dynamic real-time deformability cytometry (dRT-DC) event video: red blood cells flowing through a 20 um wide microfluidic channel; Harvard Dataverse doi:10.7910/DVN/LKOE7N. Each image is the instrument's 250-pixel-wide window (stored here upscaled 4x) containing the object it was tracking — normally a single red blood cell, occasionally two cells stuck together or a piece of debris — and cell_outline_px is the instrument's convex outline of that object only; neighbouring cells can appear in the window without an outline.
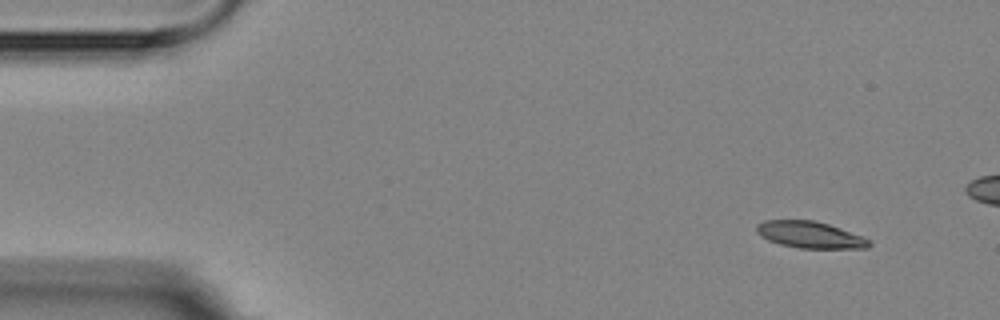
{"species": "Egyptian fruit bat (a non-hibernating species)", "species_latin": "Rousettus aegyptiacus", "temperature_condition": "room temperature", "stored_images_in_passage": 5, "camera_frame_rate_fps": 3000, "um_per_image_px": 0.085, "animal": {"sex": "female"}, "frame": {"image": 1, "passage_image": 1, "time_ms": 0.0, "image_size_px": [1000, 320], "cell_outline_px": [[872, 244], [868, 248], [800, 248], [780, 244], [768, 240], [760, 236], [756, 232], [756, 224], [764, 220], [816, 220], [840, 228], [860, 236], [868, 240]], "centroid_in_image_um": [68.8, 19.95], "position_along_channel_um": 16.2, "area_um2": 17.4}}